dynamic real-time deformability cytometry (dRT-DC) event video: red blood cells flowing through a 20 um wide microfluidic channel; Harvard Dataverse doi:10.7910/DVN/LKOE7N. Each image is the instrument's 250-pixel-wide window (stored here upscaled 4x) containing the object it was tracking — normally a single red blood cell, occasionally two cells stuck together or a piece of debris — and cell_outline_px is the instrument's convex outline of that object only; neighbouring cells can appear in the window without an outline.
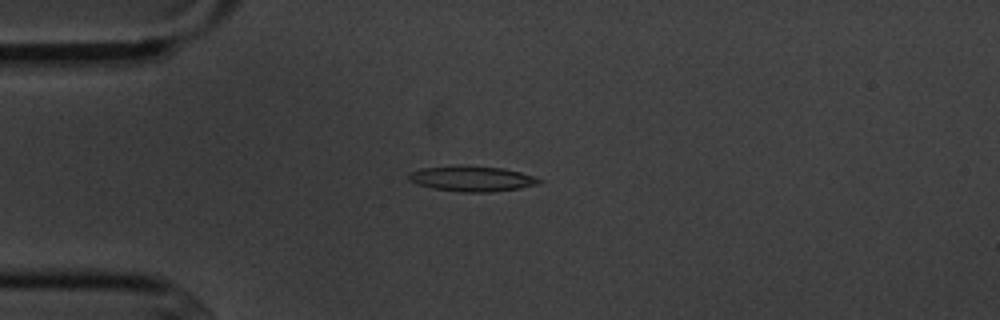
{"species": "common noctule bat (a hibernating species)", "species_latin": "Nyctalus noctula", "temperature_condition": "cold", "stored_images_in_passage": 6, "camera_frame_rate_fps": 3000, "um_per_image_px": 0.085, "animal": {"sex": "male", "body_mass_g": 20.1, "forearm_length_mm": 53.5}, "frame": {"image": 1, "passage_image": 4, "time_ms": 4.333, "image_size_px": [1000, 320], "cell_outline_px": [[544, 180], [540, 184], [520, 188], [492, 192], [460, 192], [432, 188], [408, 180], [408, 172], [420, 168], [456, 164], [504, 168], [520, 172]], "centroid_in_image_um": [40.1, 15.17], "position_along_channel_um": 44.9, "area_um2": 19.65}}
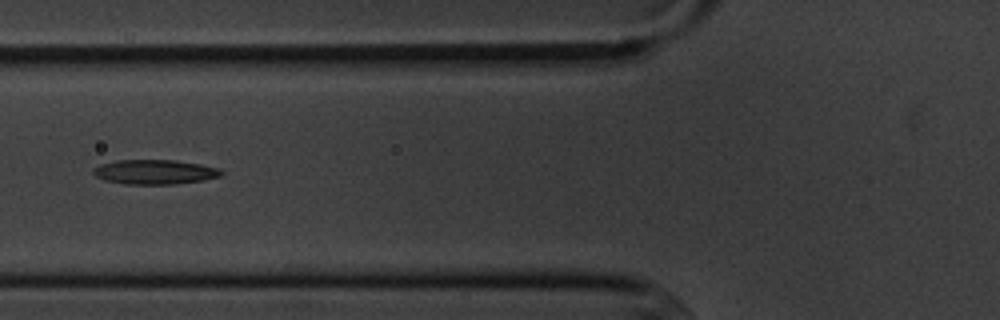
{"frame": {"image": 2, "passage_image": 6, "time_ms": 6.667, "image_size_px": [1000, 320], "cell_outline_px": [[224, 172], [220, 176], [204, 180], [172, 184], [124, 184], [104, 180], [96, 176], [92, 172], [92, 168], [100, 164], [116, 160], [176, 160], [200, 164], [220, 168]], "centroid_in_image_um": [13.14, 14.61], "position_along_channel_um": 112.7, "area_um2": 18.44}}